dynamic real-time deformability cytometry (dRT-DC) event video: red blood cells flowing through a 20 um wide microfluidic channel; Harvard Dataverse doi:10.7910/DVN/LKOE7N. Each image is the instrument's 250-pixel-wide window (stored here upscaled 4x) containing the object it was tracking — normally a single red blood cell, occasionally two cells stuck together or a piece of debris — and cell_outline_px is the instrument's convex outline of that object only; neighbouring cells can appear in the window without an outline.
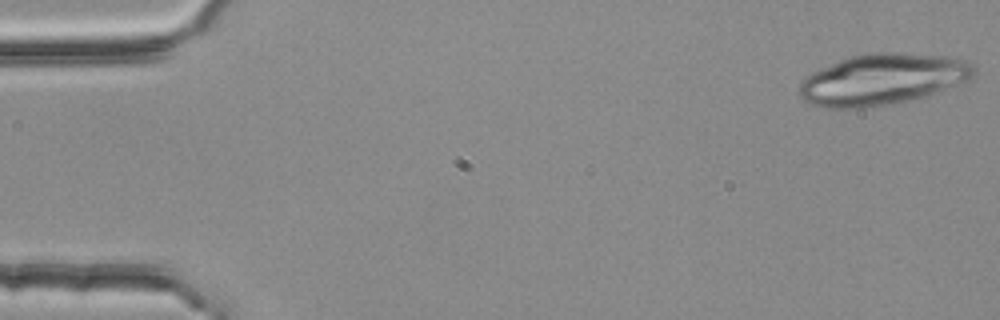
{"species": "common noctule bat (a hibernating species)", "species_latin": "Nyctalus noctula", "temperature_condition": "room temperature", "stored_images_in_passage": 53, "camera_frame_rate_fps": 3000, "um_per_image_px": 0.085, "animal": {"sex": "female", "body_mass_g": 25.1}, "frame": {"image": 1, "passage_image": 1, "time_ms": 0.0, "image_size_px": [1000, 320], "cell_outline_px": [[976, 72], [968, 80], [924, 96], [908, 100], [888, 104], [860, 108], [824, 108], [812, 104], [804, 100], [800, 96], [800, 80], [812, 72], [848, 56], [868, 52], [896, 52], [948, 56], [968, 60], [976, 68]], "centroid_in_image_um": [75.0, 6.72], "position_along_channel_um": 10.0, "area_um2": 51.96}}
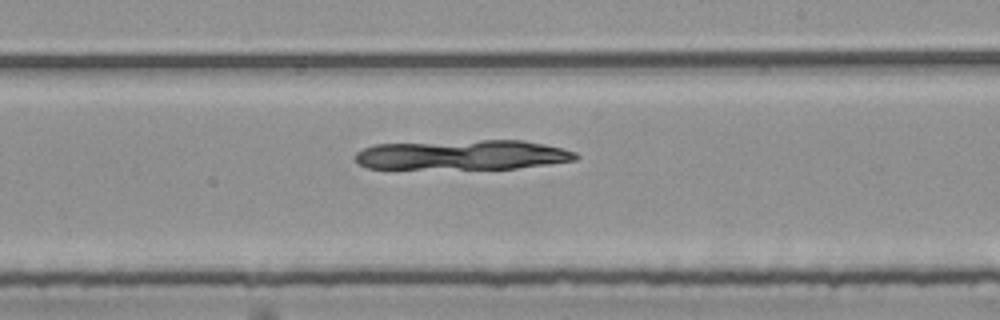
{"frame": {"image": 2, "passage_image": 31, "time_ms": 10.0, "image_size_px": [1000, 320], "cell_outline_px": [[580, 156], [576, 160], [516, 168], [368, 168], [356, 164], [356, 152], [364, 148], [376, 144], [484, 140], [524, 140], [544, 144], [576, 152]], "centroid_in_image_um": [39.32, 13.16], "position_along_channel_um": 249.7, "area_um2": 37.92}}
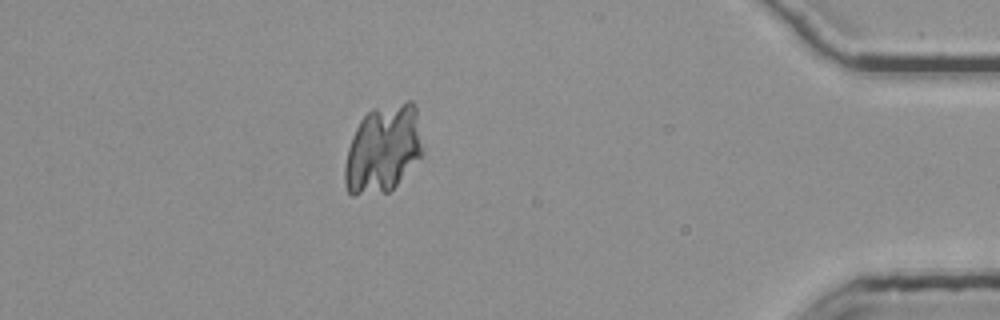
{"frame": {"image": 3, "passage_image": 47, "time_ms": 15.333, "image_size_px": [1000, 320], "cell_outline_px": [[424, 152], [396, 184], [388, 192], [352, 196], [348, 192], [344, 184], [344, 164], [348, 148], [352, 136], [360, 120], [372, 108], [408, 100], [412, 100], [416, 104], [424, 148]], "centroid_in_image_um": [32.56, 12.63], "position_along_channel_um": 402.6, "area_um2": 40.29}}